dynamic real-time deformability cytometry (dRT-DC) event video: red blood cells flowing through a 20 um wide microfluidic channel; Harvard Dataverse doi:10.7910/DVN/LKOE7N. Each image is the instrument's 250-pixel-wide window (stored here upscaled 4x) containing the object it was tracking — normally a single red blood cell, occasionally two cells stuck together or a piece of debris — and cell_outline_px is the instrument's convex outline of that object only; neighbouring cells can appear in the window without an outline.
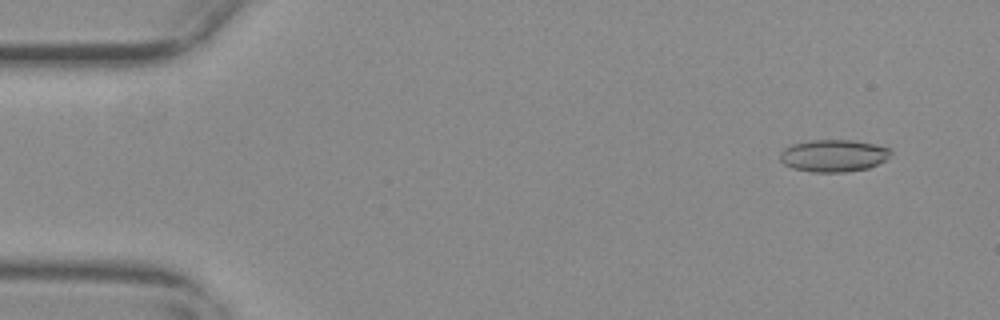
{"species": "common noctule bat (a hibernating species)", "species_latin": "Nyctalus noctula", "temperature_condition": "warm", "stored_images_in_passage": 56, "camera_frame_rate_fps": 3000, "um_per_image_px": 0.085, "animal": {"sex": "female", "body_mass_g": 29.2, "forearm_length_mm": 56.3}, "frame": {"image": 1, "passage_image": 5, "time_ms": 1.333, "image_size_px": [1000, 320], "cell_outline_px": [[892, 152], [884, 160], [868, 168], [844, 172], [812, 172], [792, 168], [784, 164], [780, 160], [780, 152], [784, 148], [792, 144], [808, 140], [852, 140], [876, 144], [892, 148]], "centroid_in_image_um": [70.83, 13.22], "position_along_channel_um": 14.2, "area_um2": 20.87}}
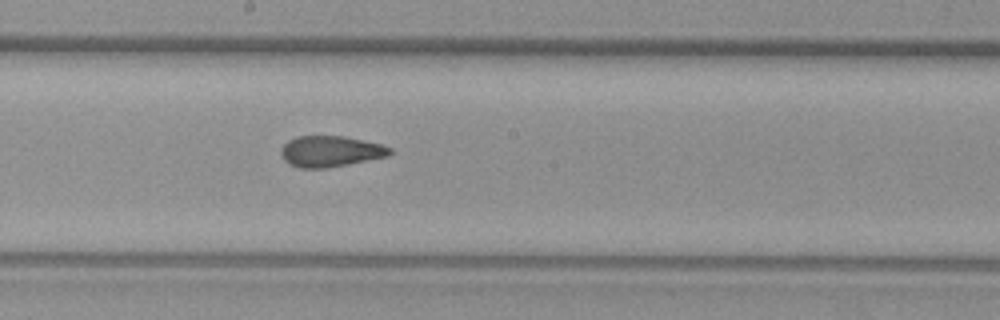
{"frame": {"image": 2, "passage_image": 31, "time_ms": 10.0, "image_size_px": [1000, 320], "cell_outline_px": [[392, 152], [388, 156], [328, 168], [300, 168], [288, 164], [284, 160], [280, 152], [280, 148], [288, 140], [296, 136], [344, 136], [380, 144], [392, 148]], "centroid_in_image_um": [28.05, 12.87], "position_along_channel_um": 220.1, "area_um2": 19.71}}
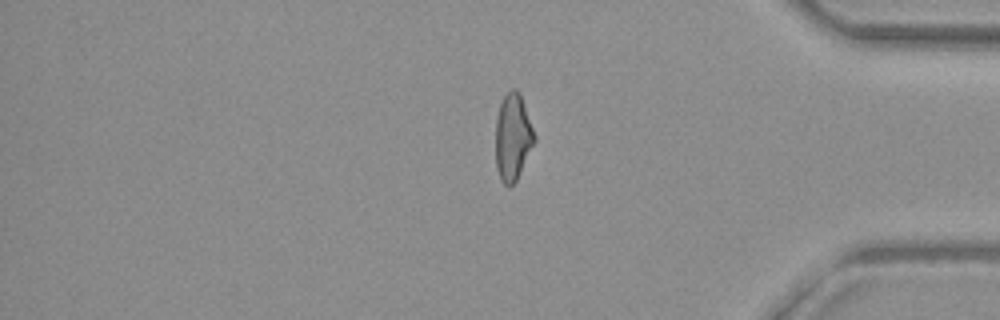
{"frame": {"image": 3, "passage_image": 47, "time_ms": 15.333, "image_size_px": [1000, 320], "cell_outline_px": [[536, 140], [516, 180], [512, 184], [504, 184], [500, 180], [496, 168], [496, 116], [500, 104], [504, 96], [512, 88], [516, 88], [520, 92], [536, 136]], "centroid_in_image_um": [43.59, 11.62], "position_along_channel_um": 391.6, "area_um2": 19.59}}